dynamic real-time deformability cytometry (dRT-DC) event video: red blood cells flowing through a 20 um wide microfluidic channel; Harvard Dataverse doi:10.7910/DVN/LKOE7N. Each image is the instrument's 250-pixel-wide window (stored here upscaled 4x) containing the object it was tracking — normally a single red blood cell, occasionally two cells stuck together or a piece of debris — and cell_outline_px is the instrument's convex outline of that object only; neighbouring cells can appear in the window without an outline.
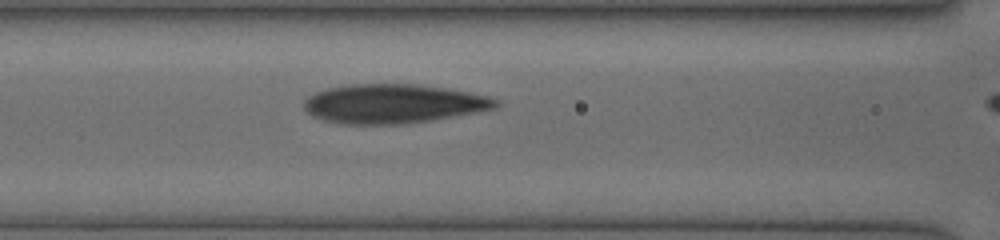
{"species": "human", "species_latin": "Homo sapiens", "temperature_condition": "cold", "stored_images_in_passage": 48, "camera_frame_rate_fps": 3000, "um_per_image_px": 0.085, "donor": {"sex": "female"}, "frame": {"image": 1, "passage_image": 19, "time_ms": 4.333, "image_size_px": [1000, 240], "cell_outline_px": [[500, 104], [496, 108], [476, 112], [432, 120], [400, 124], [340, 124], [324, 120], [312, 116], [304, 108], [304, 100], [308, 96], [316, 92], [328, 88], [348, 84], [416, 84], [448, 88], [488, 96], [500, 100]], "centroid_in_image_um": [33.43, 8.81], "position_along_channel_um": 133.2, "area_um2": 43.87}}
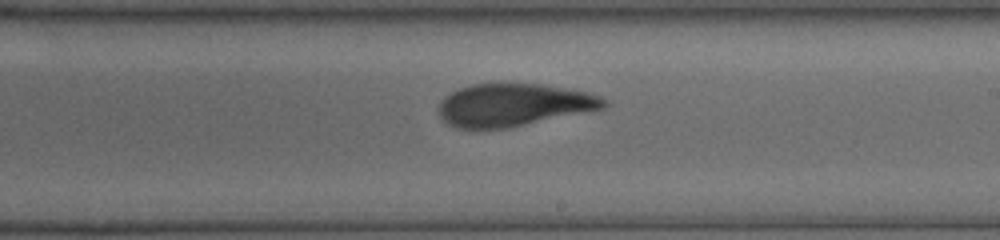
{"frame": {"image": 2, "passage_image": 30, "time_ms": 7.0, "image_size_px": [1000, 240], "cell_outline_px": [[608, 104], [604, 108], [508, 128], [456, 128], [448, 124], [440, 116], [436, 108], [440, 100], [444, 96], [460, 88], [472, 84], [544, 84], [588, 92], [600, 96], [608, 100]], "centroid_in_image_um": [43.64, 8.91], "position_along_channel_um": 245.4, "area_um2": 41.04}}
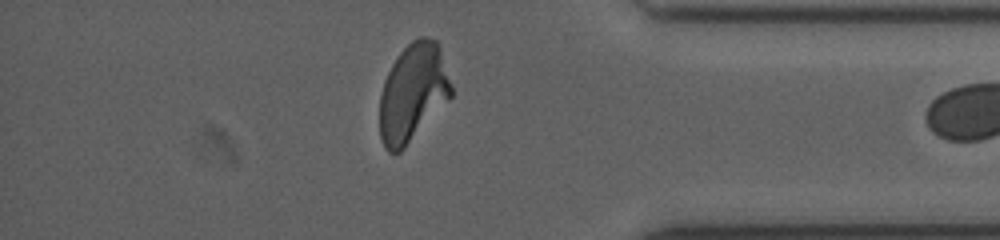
{"frame": {"image": 3, "passage_image": 47, "time_ms": 11.0, "image_size_px": [1000, 240], "cell_outline_px": [[452, 96], [404, 148], [400, 152], [388, 152], [384, 148], [380, 136], [380, 96], [384, 80], [392, 64], [400, 52], [412, 40], [420, 36], [428, 36], [436, 40], [440, 48], [452, 88]], "centroid_in_image_um": [35.08, 7.87], "position_along_channel_um": 400.1, "area_um2": 40.58}}